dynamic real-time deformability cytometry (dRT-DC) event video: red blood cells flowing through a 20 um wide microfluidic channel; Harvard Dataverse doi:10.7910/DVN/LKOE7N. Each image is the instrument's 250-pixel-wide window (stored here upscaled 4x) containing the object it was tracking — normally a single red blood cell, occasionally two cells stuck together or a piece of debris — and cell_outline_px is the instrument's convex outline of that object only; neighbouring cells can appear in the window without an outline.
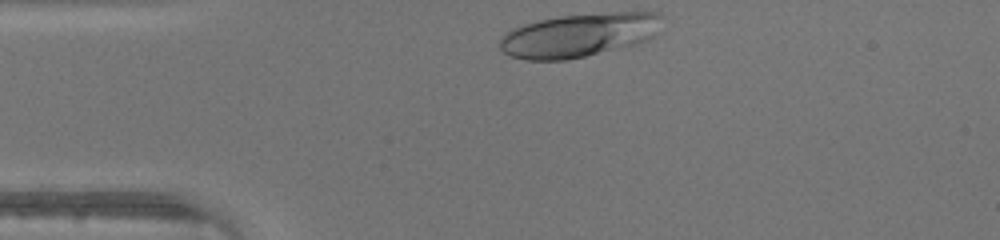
{"species": "human", "species_latin": "Homo sapiens", "temperature_condition": "warm", "stored_images_in_passage": 27, "camera_frame_rate_fps": 3000, "um_per_image_px": 0.085, "donor": {"sex": "male"}, "frame": {"image": 1, "passage_image": 1, "time_ms": 0.0, "image_size_px": [1000, 240], "cell_outline_px": [[664, 16], [652, 36], [636, 44], [584, 56], [564, 60], [524, 60], [508, 56], [500, 48], [500, 36], [512, 28], [524, 24], [540, 20], [560, 16], [612, 12], [660, 12]], "centroid_in_image_um": [49.17, 2.98], "position_along_channel_um": 35.8, "area_um2": 41.1}}
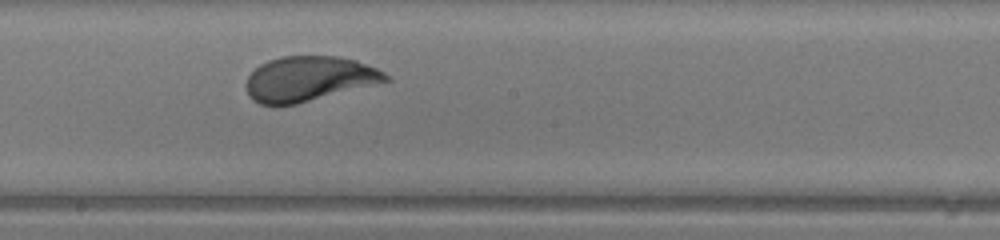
{"frame": {"image": 2, "passage_image": 16, "time_ms": 5.0, "image_size_px": [1000, 240], "cell_outline_px": [[392, 80], [296, 104], [276, 108], [260, 104], [252, 100], [248, 96], [244, 84], [248, 76], [260, 64], [268, 60], [280, 56], [336, 56], [356, 60], [376, 68], [384, 72]], "centroid_in_image_um": [26.19, 6.72], "position_along_channel_um": 222.0, "area_um2": 36.99}}
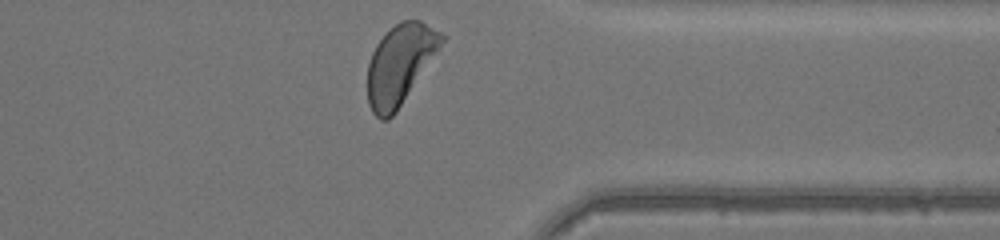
{"frame": {"image": 3, "passage_image": 27, "time_ms": 8.667, "image_size_px": [1000, 240], "cell_outline_px": [[448, 36], [396, 112], [388, 120], [380, 120], [372, 112], [368, 104], [368, 64], [372, 52], [376, 44], [400, 20], [420, 20]], "centroid_in_image_um": [34.0, 5.47], "position_along_channel_um": 377.4, "area_um2": 34.1}}